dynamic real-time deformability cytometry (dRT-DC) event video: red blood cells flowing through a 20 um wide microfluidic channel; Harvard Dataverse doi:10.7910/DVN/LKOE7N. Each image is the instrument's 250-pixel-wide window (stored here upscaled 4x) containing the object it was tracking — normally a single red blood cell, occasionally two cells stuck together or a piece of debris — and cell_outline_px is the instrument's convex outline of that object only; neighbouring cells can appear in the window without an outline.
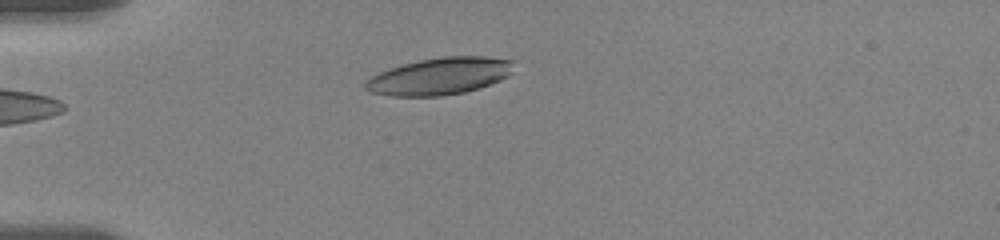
{"species": "human", "species_latin": "Homo sapiens", "temperature_condition": "room temperature", "stored_images_in_passage": 4, "camera_frame_rate_fps": 3000, "um_per_image_px": 0.085, "donor": {"sex": "female"}, "frame": {"image": 1, "passage_image": 1, "time_ms": 0.0, "image_size_px": [1000, 240], "cell_outline_px": [[516, 60], [512, 72], [508, 76], [500, 80], [480, 88], [464, 92], [440, 96], [392, 96], [368, 92], [364, 88], [364, 84], [372, 76], [380, 72], [404, 64], [420, 60], [444, 56], [488, 56]], "centroid_in_image_um": [37.42, 6.47], "position_along_channel_um": 47.6, "area_um2": 32.14}}
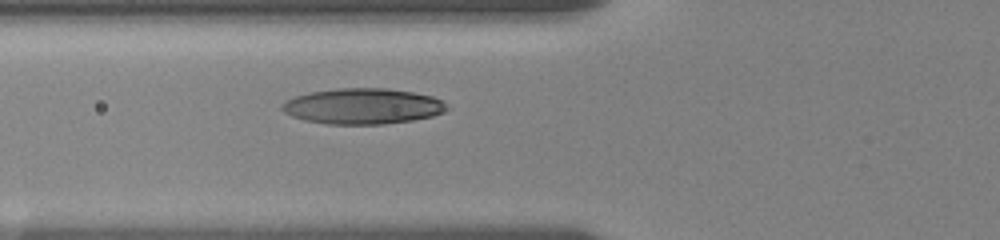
{"frame": {"image": 2, "passage_image": 4, "time_ms": 2.0, "image_size_px": [1000, 240], "cell_outline_px": [[452, 108], [444, 112], [432, 116], [412, 120], [384, 124], [328, 124], [304, 120], [292, 116], [284, 112], [280, 108], [280, 104], [284, 100], [292, 96], [312, 92], [336, 88], [388, 88], [412, 92], [432, 96], [444, 100]], "centroid_in_image_um": [30.84, 9.02], "position_along_channel_um": 95.0, "area_um2": 34.74}}